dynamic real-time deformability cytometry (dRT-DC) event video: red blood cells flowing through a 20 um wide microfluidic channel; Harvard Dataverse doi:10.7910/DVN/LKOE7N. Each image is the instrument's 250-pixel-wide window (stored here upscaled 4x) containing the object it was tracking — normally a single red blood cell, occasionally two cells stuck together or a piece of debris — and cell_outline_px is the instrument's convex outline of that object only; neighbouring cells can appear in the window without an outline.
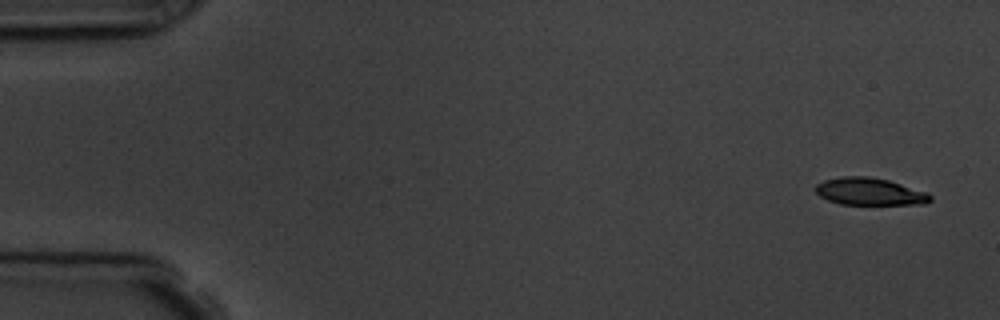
{"species": "common noctule bat (a hibernating species)", "species_latin": "Nyctalus noctula", "temperature_condition": "room temperature", "stored_images_in_passage": 6, "camera_frame_rate_fps": 3000, "um_per_image_px": 0.085, "animal": {"sex": "male", "body_mass_g": 19.5, "forearm_length_mm": 54.6}, "frame": {"image": 1, "passage_image": 1, "time_ms": 0.0, "image_size_px": [1000, 320], "cell_outline_px": [[932, 200], [928, 204], [840, 204], [828, 200], [820, 196], [812, 188], [816, 184], [824, 180], [840, 176], [868, 176], [888, 180], [928, 192], [932, 196]], "centroid_in_image_um": [73.92, 16.28], "position_along_channel_um": 11.1, "area_um2": 18.44}}
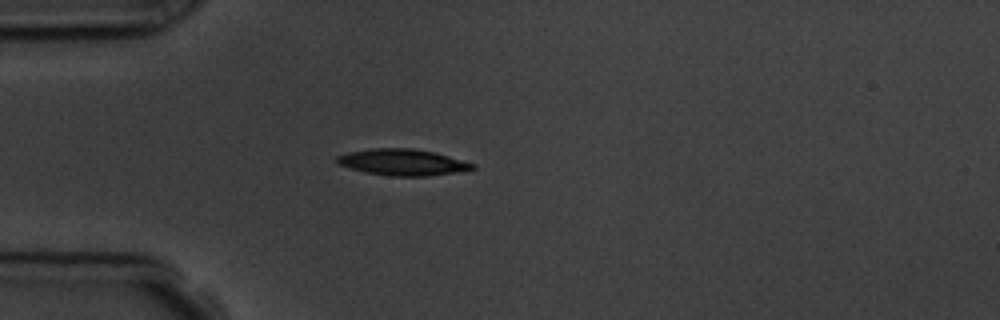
{"frame": {"image": 2, "passage_image": 5, "time_ms": 4.333, "image_size_px": [1000, 320], "cell_outline_px": [[476, 168], [456, 172], [428, 176], [392, 176], [364, 172], [336, 164], [336, 156], [348, 152], [372, 148], [412, 148], [432, 152], [448, 156], [476, 164]], "centroid_in_image_um": [34.18, 13.79], "position_along_channel_um": 50.8, "area_um2": 20.75}}